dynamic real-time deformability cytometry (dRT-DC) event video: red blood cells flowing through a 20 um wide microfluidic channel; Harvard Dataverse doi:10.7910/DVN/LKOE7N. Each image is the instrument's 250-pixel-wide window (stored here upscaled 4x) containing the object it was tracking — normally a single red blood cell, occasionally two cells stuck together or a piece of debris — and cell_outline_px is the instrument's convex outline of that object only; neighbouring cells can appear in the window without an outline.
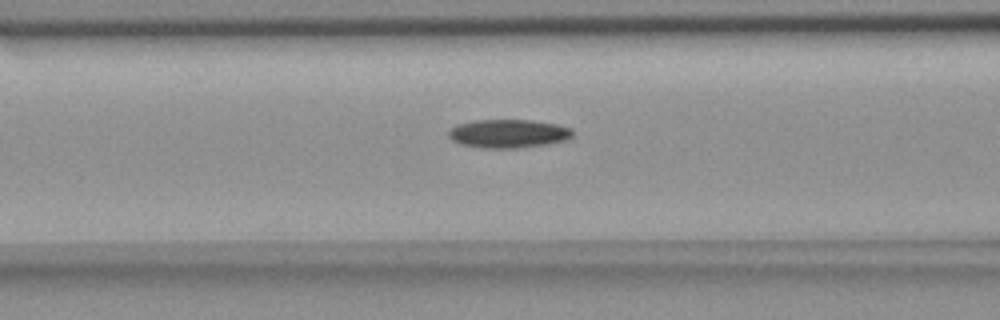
{"species": "common noctule bat (a hibernating species)", "species_latin": "Nyctalus noctula", "temperature_condition": "room temperature", "stored_images_in_passage": 15, "camera_frame_rate_fps": 3000, "um_per_image_px": 0.085, "animal": {"sex": "female", "body_mass_g": 18.4}, "frame": {"image": 1, "passage_image": 13, "time_ms": 4.0, "image_size_px": [1000, 320], "cell_outline_px": [[572, 136], [564, 140], [544, 144], [516, 148], [480, 148], [460, 144], [452, 140], [448, 136], [448, 132], [456, 124], [476, 120], [532, 120], [556, 124], [572, 128]], "centroid_in_image_um": [43.17, 11.35], "position_along_channel_um": 123.4, "area_um2": 20.52}}